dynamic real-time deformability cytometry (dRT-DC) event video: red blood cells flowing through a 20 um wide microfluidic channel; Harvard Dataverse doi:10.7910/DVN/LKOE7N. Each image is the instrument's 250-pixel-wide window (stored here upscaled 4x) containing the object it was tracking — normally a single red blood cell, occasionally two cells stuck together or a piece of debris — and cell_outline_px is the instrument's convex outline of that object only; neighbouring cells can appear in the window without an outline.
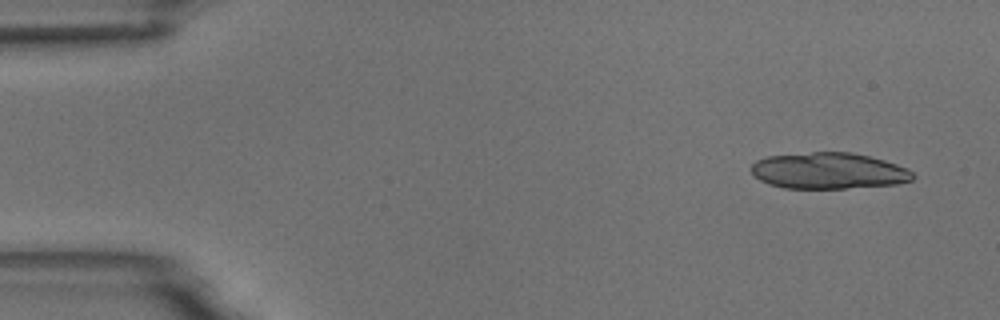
{"species": "common noctule bat (a hibernating species)", "species_latin": "Nyctalus noctula", "temperature_condition": "room temperature", "stored_images_in_passage": 13, "camera_frame_rate_fps": 3000, "um_per_image_px": 0.085, "animal": {"sex": "male", "body_mass_g": 18.8}, "frame": {"image": 1, "passage_image": 1, "time_ms": 0.0, "image_size_px": [1000, 320], "cell_outline_px": [[916, 176], [912, 180], [896, 184], [844, 188], [784, 188], [768, 184], [760, 180], [752, 172], [752, 164], [756, 160], [764, 156], [812, 152], [852, 152], [884, 160], [908, 168]], "centroid_in_image_um": [70.43, 14.51], "position_along_channel_um": 14.6, "area_um2": 34.16}}
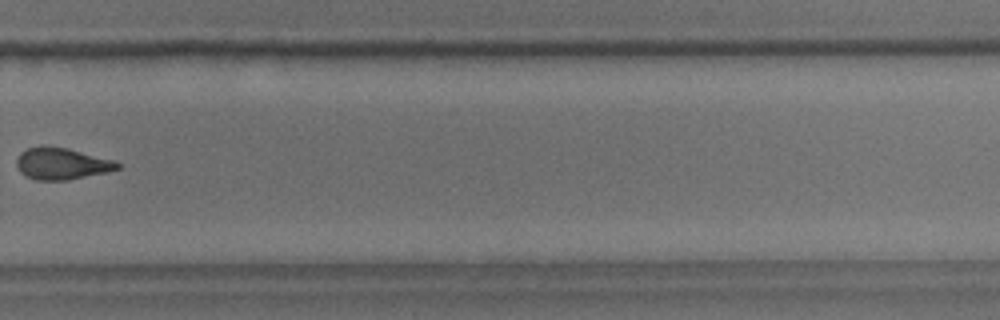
{"frame": {"image": 2, "passage_image": 10, "time_ms": 11.333, "image_size_px": [1000, 320], "cell_outline_px": [[120, 168], [104, 172], [68, 180], [36, 180], [20, 172], [16, 168], [16, 160], [20, 152], [28, 148], [44, 144], [68, 148], [116, 160], [120, 164]], "centroid_in_image_um": [5.22, 13.88], "position_along_channel_um": 324.6, "area_um2": 18.84}}
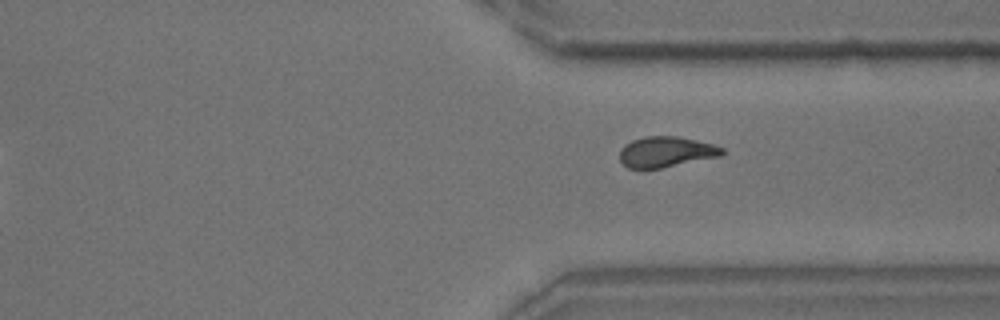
{"frame": {"image": 3, "passage_image": 13, "time_ms": 15.333, "image_size_px": [1000, 320], "cell_outline_px": [[724, 152], [720, 156], [660, 168], [628, 168], [620, 160], [620, 148], [624, 144], [632, 140], [644, 136], [680, 136], [712, 144], [724, 148]], "centroid_in_image_um": [56.59, 12.89], "position_along_channel_um": 354.8, "area_um2": 18.21}}